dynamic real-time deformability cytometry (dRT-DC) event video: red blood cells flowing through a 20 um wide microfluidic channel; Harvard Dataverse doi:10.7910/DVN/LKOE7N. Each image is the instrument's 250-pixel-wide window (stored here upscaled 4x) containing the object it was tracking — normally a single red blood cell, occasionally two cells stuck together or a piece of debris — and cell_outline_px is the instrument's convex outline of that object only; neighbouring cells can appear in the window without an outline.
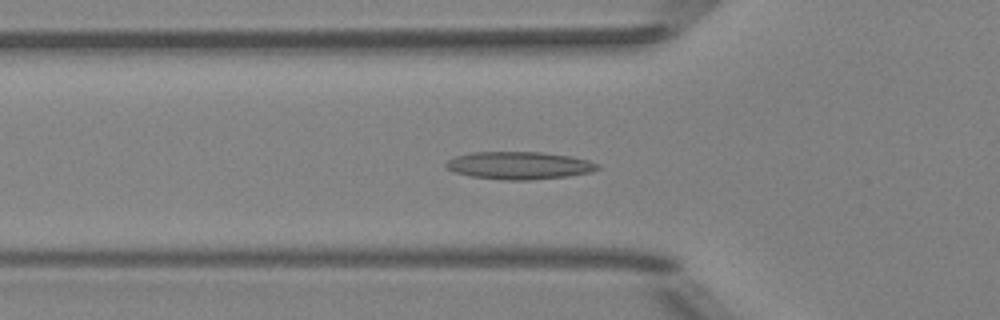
{"species": "Egyptian fruit bat (a non-hibernating species)", "species_latin": "Rousettus aegyptiacus", "temperature_condition": "room temperature", "stored_images_in_passage": 47, "camera_frame_rate_fps": 3000, "um_per_image_px": 0.085, "animal": {"sex": "female"}, "frame": {"image": 1, "passage_image": 13, "time_ms": 4.0, "image_size_px": [1000, 320], "cell_outline_px": [[600, 168], [592, 172], [568, 176], [532, 180], [504, 180], [472, 176], [456, 172], [448, 168], [444, 164], [448, 160], [456, 156], [472, 152], [540, 152], [572, 156], [588, 160], [600, 164]], "centroid_in_image_um": [44.18, 14.06], "position_along_channel_um": 81.6, "area_um2": 24.39}}
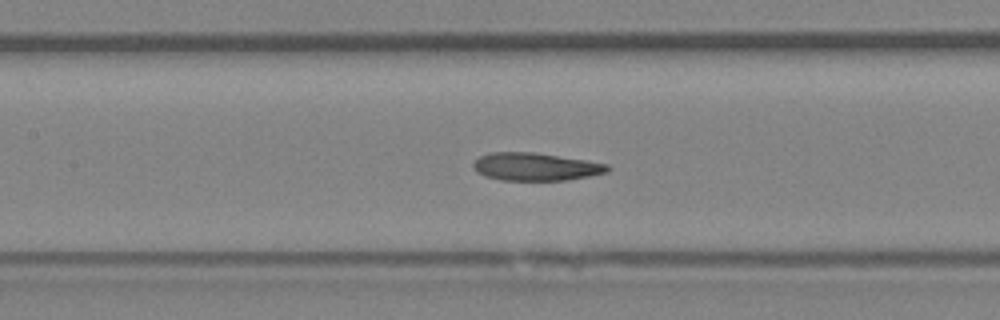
{"frame": {"image": 2, "passage_image": 19, "time_ms": 6.0, "image_size_px": [1000, 320], "cell_outline_px": [[612, 168], [608, 172], [568, 180], [500, 180], [484, 176], [476, 172], [472, 164], [480, 156], [492, 152], [532, 152], [584, 160], [608, 164]], "centroid_in_image_um": [45.51, 14.18], "position_along_channel_um": 161.9, "area_um2": 21.68}}
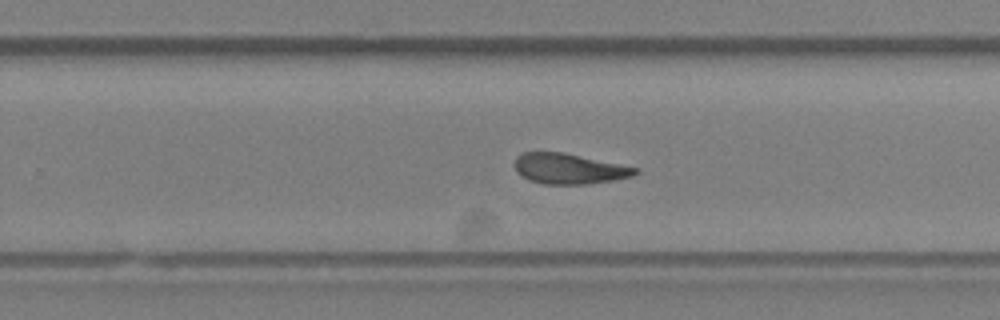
{"frame": {"image": 3, "passage_image": 28, "time_ms": 9.0, "image_size_px": [1000, 320], "cell_outline_px": [[640, 172], [632, 176], [612, 180], [588, 184], [544, 184], [528, 180], [516, 172], [516, 156], [524, 152], [564, 152], [640, 168]], "centroid_in_image_um": [48.39, 14.34], "position_along_channel_um": 281.4, "area_um2": 21.44}, "authors_computed_cell_mechanics": {"area_um2": 22.3686, "velocity_mm_per_s": 4.0109, "shape_relaxation_time_tau1_ms": 8.8277, "shape_relaxation_time_tau2_ms": 3.3485, "deformation_change_tau1": 0.1976, "deformation_change_tau2": 0.1123}}